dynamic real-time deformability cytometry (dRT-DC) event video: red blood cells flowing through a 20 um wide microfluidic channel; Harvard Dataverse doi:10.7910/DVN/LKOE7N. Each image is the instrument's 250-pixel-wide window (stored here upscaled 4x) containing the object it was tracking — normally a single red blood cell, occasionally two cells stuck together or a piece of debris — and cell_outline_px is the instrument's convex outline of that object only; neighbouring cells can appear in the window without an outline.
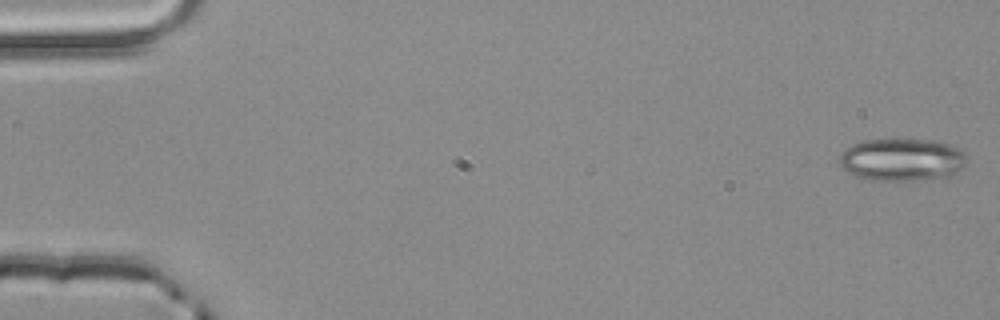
{"species": "common noctule bat (a hibernating species)", "species_latin": "Nyctalus noctula", "temperature_condition": "room temperature", "stored_images_in_passage": 4, "segment_of_instrument_passage": [2, 2], "camera_frame_rate_fps": 3000, "um_per_image_px": 0.085, "animal": {"sex": "male", "body_mass_g": 20.4}, "frame": {"image": 1, "passage_image": 4, "time_ms": 1.0, "image_size_px": [1000, 320], "cell_outline_px": [[964, 168], [952, 176], [920, 180], [872, 180], [856, 176], [844, 168], [840, 164], [840, 156], [852, 144], [860, 140], [932, 140], [952, 144], [964, 152]], "centroid_in_image_um": [76.71, 13.58], "position_along_channel_um": 8.3, "area_um2": 31.39}}